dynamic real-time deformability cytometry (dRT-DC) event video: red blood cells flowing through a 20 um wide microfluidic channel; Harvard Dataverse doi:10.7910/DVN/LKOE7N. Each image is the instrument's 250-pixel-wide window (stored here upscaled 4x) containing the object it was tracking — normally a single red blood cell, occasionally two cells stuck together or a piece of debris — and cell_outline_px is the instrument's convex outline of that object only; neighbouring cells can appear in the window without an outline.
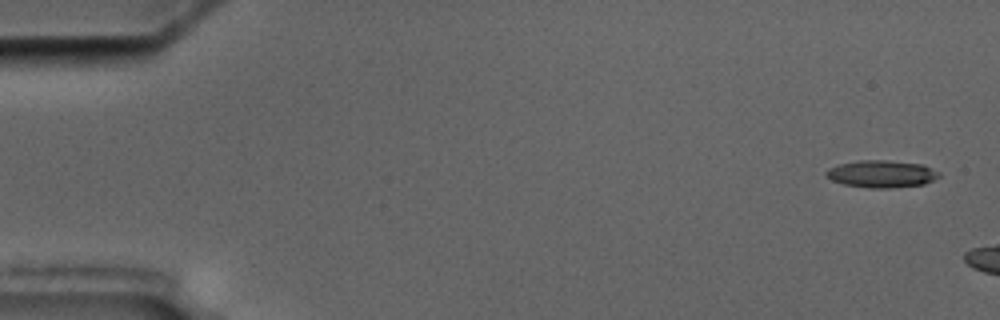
{"species": "common noctule bat (a hibernating species)", "species_latin": "Nyctalus noctula", "temperature_condition": "cold", "stored_images_in_passage": 13, "camera_frame_rate_fps": 3000, "um_per_image_px": 0.085, "animal": {"sex": "male", "body_mass_g": 17.5, "forearm_length_mm": 52.3}, "frame": {"image": 1, "passage_image": 1, "time_ms": 0.0, "image_size_px": [1000, 320], "cell_outline_px": [[940, 176], [924, 184], [892, 188], [868, 188], [844, 184], [832, 180], [824, 172], [828, 168], [840, 164], [860, 160], [888, 160], [924, 164], [940, 172]], "centroid_in_image_um": [74.96, 14.78], "position_along_channel_um": 10.0, "area_um2": 17.98}}
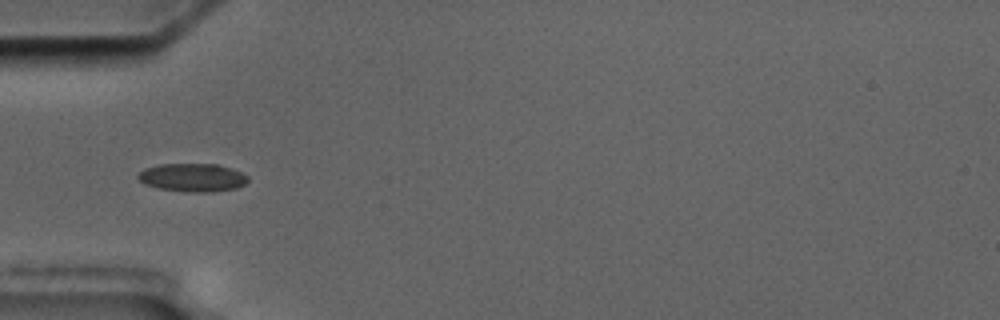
{"frame": {"image": 2, "passage_image": 4, "time_ms": 7.667, "image_size_px": [1000, 320], "cell_outline_px": [[248, 180], [244, 184], [236, 188], [212, 192], [192, 192], [156, 188], [144, 184], [136, 176], [144, 168], [160, 164], [216, 164], [232, 168], [248, 176]], "centroid_in_image_um": [16.35, 15.09], "position_along_channel_um": 68.6, "area_um2": 18.09}}
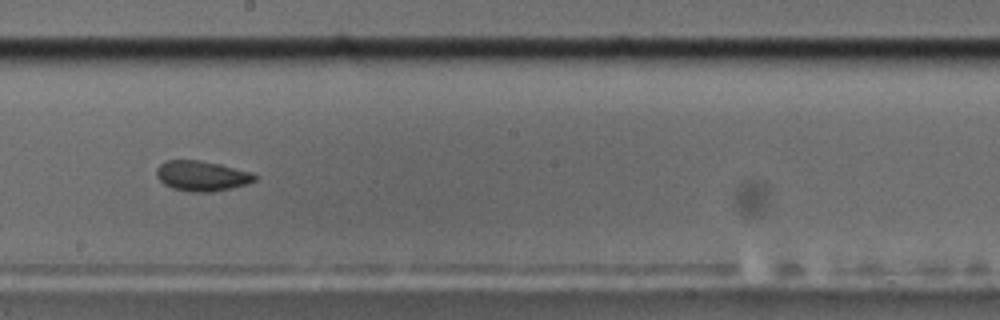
{"frame": {"image": 3, "passage_image": 8, "time_ms": 12.333, "image_size_px": [1000, 320], "cell_outline_px": [[256, 180], [248, 184], [232, 188], [212, 192], [188, 192], [172, 188], [164, 184], [156, 176], [156, 168], [164, 160], [196, 160], [220, 164], [252, 172], [256, 176]], "centroid_in_image_um": [17.14, 14.96], "position_along_channel_um": 231.1, "area_um2": 17.46}, "authors_computed_cell_mechanics": {"area_um2": 17.4556, "velocity_mm_per_s": 3.4945, "shape_relaxation_time_tau1_ms": null, "shape_relaxation_time_tau2_ms": 1.2084, "deformation_change_tau1": null, "deformation_change_tau2": 0.0246}}